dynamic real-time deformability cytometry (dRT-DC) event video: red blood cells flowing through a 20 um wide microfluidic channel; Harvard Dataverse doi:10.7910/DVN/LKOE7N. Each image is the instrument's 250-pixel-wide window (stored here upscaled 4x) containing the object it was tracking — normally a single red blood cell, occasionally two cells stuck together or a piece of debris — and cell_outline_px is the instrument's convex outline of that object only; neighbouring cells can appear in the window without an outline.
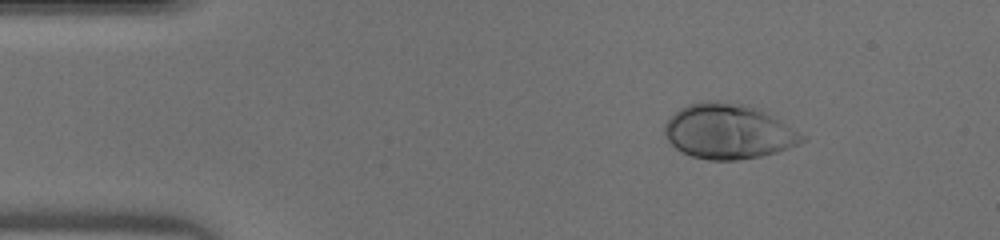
{"species": "human", "species_latin": "Homo sapiens", "temperature_condition": "warm", "stored_images_in_passage": 42, "segment_of_instrument_passage": [1, 2], "camera_frame_rate_fps": 3000, "um_per_image_px": 0.085, "donor": {"sex": "male"}, "frame": {"image": 1, "passage_image": 1, "time_ms": 0.0, "image_size_px": [1000, 240], "cell_outline_px": [[808, 140], [800, 144], [776, 152], [760, 156], [736, 160], [708, 160], [692, 156], [676, 148], [664, 136], [664, 124], [680, 108], [688, 104], [708, 100], [716, 100], [748, 104], [764, 112], [792, 128], [804, 136]], "centroid_in_image_um": [61.89, 11.17], "position_along_channel_um": 23.1, "area_um2": 43.75}}
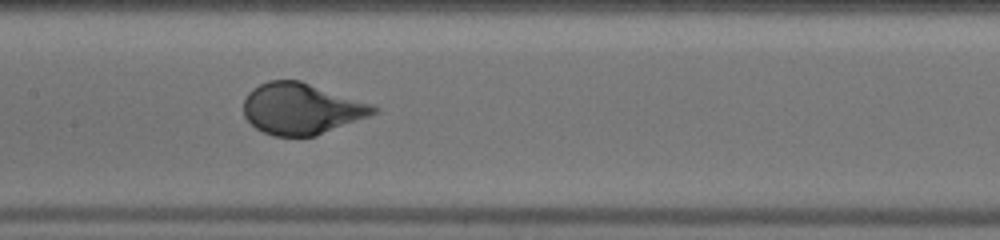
{"frame": {"image": 2, "passage_image": 17, "time_ms": 5.333, "image_size_px": [1000, 240], "cell_outline_px": [[380, 108], [376, 112], [368, 116], [316, 136], [272, 136], [256, 128], [244, 116], [244, 100], [248, 92], [252, 88], [268, 80], [300, 80], [372, 104]], "centroid_in_image_um": [25.6, 9.24], "position_along_channel_um": 181.8, "area_um2": 38.61}}
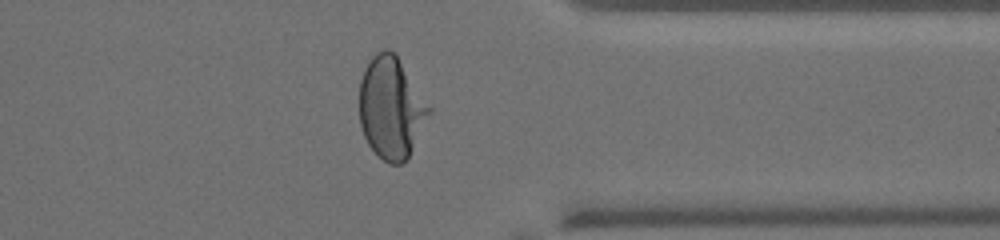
{"frame": {"image": 3, "passage_image": 31, "time_ms": 10.0, "image_size_px": [1000, 240], "cell_outline_px": [[432, 112], [408, 160], [400, 164], [388, 164], [368, 144], [364, 136], [360, 124], [360, 80], [364, 68], [368, 60], [376, 52], [384, 48], [388, 48], [396, 52], [432, 108]], "centroid_in_image_um": [33.28, 9.13], "position_along_channel_um": 378.1, "area_um2": 42.02}}